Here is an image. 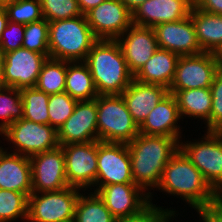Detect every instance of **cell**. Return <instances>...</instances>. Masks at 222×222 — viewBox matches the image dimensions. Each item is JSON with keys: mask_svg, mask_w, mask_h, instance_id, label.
Masks as SVG:
<instances>
[{"mask_svg": "<svg viewBox=\"0 0 222 222\" xmlns=\"http://www.w3.org/2000/svg\"><path fill=\"white\" fill-rule=\"evenodd\" d=\"M173 137L138 134L127 143L134 183L144 191L159 184L165 165L178 151Z\"/></svg>", "mask_w": 222, "mask_h": 222, "instance_id": "cell-1", "label": "cell"}, {"mask_svg": "<svg viewBox=\"0 0 222 222\" xmlns=\"http://www.w3.org/2000/svg\"><path fill=\"white\" fill-rule=\"evenodd\" d=\"M157 188L183 197L194 209L212 205L219 200V195L205 181L201 171L180 149L165 165Z\"/></svg>", "mask_w": 222, "mask_h": 222, "instance_id": "cell-2", "label": "cell"}, {"mask_svg": "<svg viewBox=\"0 0 222 222\" xmlns=\"http://www.w3.org/2000/svg\"><path fill=\"white\" fill-rule=\"evenodd\" d=\"M84 63L91 72L98 95H121L134 79L116 40L99 39Z\"/></svg>", "mask_w": 222, "mask_h": 222, "instance_id": "cell-3", "label": "cell"}, {"mask_svg": "<svg viewBox=\"0 0 222 222\" xmlns=\"http://www.w3.org/2000/svg\"><path fill=\"white\" fill-rule=\"evenodd\" d=\"M98 40L85 15L49 22V58L84 62Z\"/></svg>", "mask_w": 222, "mask_h": 222, "instance_id": "cell-4", "label": "cell"}, {"mask_svg": "<svg viewBox=\"0 0 222 222\" xmlns=\"http://www.w3.org/2000/svg\"><path fill=\"white\" fill-rule=\"evenodd\" d=\"M97 129L101 142L129 143L139 134L121 95H98Z\"/></svg>", "mask_w": 222, "mask_h": 222, "instance_id": "cell-5", "label": "cell"}, {"mask_svg": "<svg viewBox=\"0 0 222 222\" xmlns=\"http://www.w3.org/2000/svg\"><path fill=\"white\" fill-rule=\"evenodd\" d=\"M200 142L179 143V149L201 171L205 181L222 194V132H208Z\"/></svg>", "mask_w": 222, "mask_h": 222, "instance_id": "cell-6", "label": "cell"}, {"mask_svg": "<svg viewBox=\"0 0 222 222\" xmlns=\"http://www.w3.org/2000/svg\"><path fill=\"white\" fill-rule=\"evenodd\" d=\"M79 188L68 186L59 191L32 192L28 197L27 220L31 222H73Z\"/></svg>", "mask_w": 222, "mask_h": 222, "instance_id": "cell-7", "label": "cell"}, {"mask_svg": "<svg viewBox=\"0 0 222 222\" xmlns=\"http://www.w3.org/2000/svg\"><path fill=\"white\" fill-rule=\"evenodd\" d=\"M0 134L15 144L14 153L32 156L59 146L58 132L49 124L29 121L25 118L16 120Z\"/></svg>", "mask_w": 222, "mask_h": 222, "instance_id": "cell-8", "label": "cell"}, {"mask_svg": "<svg viewBox=\"0 0 222 222\" xmlns=\"http://www.w3.org/2000/svg\"><path fill=\"white\" fill-rule=\"evenodd\" d=\"M134 183L127 143L97 141L95 186Z\"/></svg>", "mask_w": 222, "mask_h": 222, "instance_id": "cell-9", "label": "cell"}, {"mask_svg": "<svg viewBox=\"0 0 222 222\" xmlns=\"http://www.w3.org/2000/svg\"><path fill=\"white\" fill-rule=\"evenodd\" d=\"M94 192L117 220L137 216L152 204L151 193L144 194L145 191L135 183L105 185Z\"/></svg>", "mask_w": 222, "mask_h": 222, "instance_id": "cell-10", "label": "cell"}, {"mask_svg": "<svg viewBox=\"0 0 222 222\" xmlns=\"http://www.w3.org/2000/svg\"><path fill=\"white\" fill-rule=\"evenodd\" d=\"M219 70L220 67L214 53L202 52L197 55L180 56L169 90L210 88L213 78Z\"/></svg>", "mask_w": 222, "mask_h": 222, "instance_id": "cell-11", "label": "cell"}, {"mask_svg": "<svg viewBox=\"0 0 222 222\" xmlns=\"http://www.w3.org/2000/svg\"><path fill=\"white\" fill-rule=\"evenodd\" d=\"M32 192L59 191L67 188L65 157L62 146L29 157Z\"/></svg>", "mask_w": 222, "mask_h": 222, "instance_id": "cell-12", "label": "cell"}, {"mask_svg": "<svg viewBox=\"0 0 222 222\" xmlns=\"http://www.w3.org/2000/svg\"><path fill=\"white\" fill-rule=\"evenodd\" d=\"M69 186L87 188L95 185L97 176V141L61 145Z\"/></svg>", "mask_w": 222, "mask_h": 222, "instance_id": "cell-13", "label": "cell"}, {"mask_svg": "<svg viewBox=\"0 0 222 222\" xmlns=\"http://www.w3.org/2000/svg\"><path fill=\"white\" fill-rule=\"evenodd\" d=\"M85 17L98 39L116 40L133 24L132 12L120 0H105Z\"/></svg>", "mask_w": 222, "mask_h": 222, "instance_id": "cell-14", "label": "cell"}, {"mask_svg": "<svg viewBox=\"0 0 222 222\" xmlns=\"http://www.w3.org/2000/svg\"><path fill=\"white\" fill-rule=\"evenodd\" d=\"M47 56L25 48L3 54L5 86L17 89L35 87Z\"/></svg>", "mask_w": 222, "mask_h": 222, "instance_id": "cell-15", "label": "cell"}, {"mask_svg": "<svg viewBox=\"0 0 222 222\" xmlns=\"http://www.w3.org/2000/svg\"><path fill=\"white\" fill-rule=\"evenodd\" d=\"M57 132L59 145L98 141L97 98L78 101L72 115Z\"/></svg>", "mask_w": 222, "mask_h": 222, "instance_id": "cell-16", "label": "cell"}, {"mask_svg": "<svg viewBox=\"0 0 222 222\" xmlns=\"http://www.w3.org/2000/svg\"><path fill=\"white\" fill-rule=\"evenodd\" d=\"M158 48L174 52L179 56L202 53L193 21L190 16L174 21L160 23L153 27Z\"/></svg>", "mask_w": 222, "mask_h": 222, "instance_id": "cell-17", "label": "cell"}, {"mask_svg": "<svg viewBox=\"0 0 222 222\" xmlns=\"http://www.w3.org/2000/svg\"><path fill=\"white\" fill-rule=\"evenodd\" d=\"M116 41L121 47L124 59L133 76L140 71L158 49V43L152 27L132 24Z\"/></svg>", "mask_w": 222, "mask_h": 222, "instance_id": "cell-18", "label": "cell"}, {"mask_svg": "<svg viewBox=\"0 0 222 222\" xmlns=\"http://www.w3.org/2000/svg\"><path fill=\"white\" fill-rule=\"evenodd\" d=\"M194 0H147L132 13V23L154 27L190 16Z\"/></svg>", "mask_w": 222, "mask_h": 222, "instance_id": "cell-19", "label": "cell"}, {"mask_svg": "<svg viewBox=\"0 0 222 222\" xmlns=\"http://www.w3.org/2000/svg\"><path fill=\"white\" fill-rule=\"evenodd\" d=\"M181 115L176 99L173 94L168 93L154 108L143 123L139 126V133L145 135H156L173 137L178 142L180 136L178 120Z\"/></svg>", "mask_w": 222, "mask_h": 222, "instance_id": "cell-20", "label": "cell"}, {"mask_svg": "<svg viewBox=\"0 0 222 222\" xmlns=\"http://www.w3.org/2000/svg\"><path fill=\"white\" fill-rule=\"evenodd\" d=\"M169 93V89L161 85L144 84L132 80L121 94L133 121L138 127L143 123L149 112Z\"/></svg>", "mask_w": 222, "mask_h": 222, "instance_id": "cell-21", "label": "cell"}, {"mask_svg": "<svg viewBox=\"0 0 222 222\" xmlns=\"http://www.w3.org/2000/svg\"><path fill=\"white\" fill-rule=\"evenodd\" d=\"M0 189L32 193L31 162L28 156L7 153L0 147Z\"/></svg>", "mask_w": 222, "mask_h": 222, "instance_id": "cell-22", "label": "cell"}, {"mask_svg": "<svg viewBox=\"0 0 222 222\" xmlns=\"http://www.w3.org/2000/svg\"><path fill=\"white\" fill-rule=\"evenodd\" d=\"M179 57L174 52L158 48L134 79L144 84L161 85L169 89L175 77Z\"/></svg>", "mask_w": 222, "mask_h": 222, "instance_id": "cell-23", "label": "cell"}, {"mask_svg": "<svg viewBox=\"0 0 222 222\" xmlns=\"http://www.w3.org/2000/svg\"><path fill=\"white\" fill-rule=\"evenodd\" d=\"M190 17L202 51L215 53L222 45V15L204 12L194 5Z\"/></svg>", "mask_w": 222, "mask_h": 222, "instance_id": "cell-24", "label": "cell"}, {"mask_svg": "<svg viewBox=\"0 0 222 222\" xmlns=\"http://www.w3.org/2000/svg\"><path fill=\"white\" fill-rule=\"evenodd\" d=\"M173 94L179 107L180 115L198 117L207 123L209 132V118L212 109V93L210 88H193L187 90H169Z\"/></svg>", "mask_w": 222, "mask_h": 222, "instance_id": "cell-25", "label": "cell"}, {"mask_svg": "<svg viewBox=\"0 0 222 222\" xmlns=\"http://www.w3.org/2000/svg\"><path fill=\"white\" fill-rule=\"evenodd\" d=\"M65 92L77 101H88L98 97L91 72L84 62L66 61Z\"/></svg>", "mask_w": 222, "mask_h": 222, "instance_id": "cell-26", "label": "cell"}, {"mask_svg": "<svg viewBox=\"0 0 222 222\" xmlns=\"http://www.w3.org/2000/svg\"><path fill=\"white\" fill-rule=\"evenodd\" d=\"M116 220L96 192L89 196L79 195L73 222H116Z\"/></svg>", "mask_w": 222, "mask_h": 222, "instance_id": "cell-27", "label": "cell"}, {"mask_svg": "<svg viewBox=\"0 0 222 222\" xmlns=\"http://www.w3.org/2000/svg\"><path fill=\"white\" fill-rule=\"evenodd\" d=\"M66 61L47 58L43 63L35 88L48 95L65 92Z\"/></svg>", "mask_w": 222, "mask_h": 222, "instance_id": "cell-28", "label": "cell"}, {"mask_svg": "<svg viewBox=\"0 0 222 222\" xmlns=\"http://www.w3.org/2000/svg\"><path fill=\"white\" fill-rule=\"evenodd\" d=\"M23 102V118L41 124H49V95L35 87L20 89Z\"/></svg>", "mask_w": 222, "mask_h": 222, "instance_id": "cell-29", "label": "cell"}, {"mask_svg": "<svg viewBox=\"0 0 222 222\" xmlns=\"http://www.w3.org/2000/svg\"><path fill=\"white\" fill-rule=\"evenodd\" d=\"M0 118L3 119L0 123V133L16 120L23 118V102L20 89L8 86L0 89Z\"/></svg>", "mask_w": 222, "mask_h": 222, "instance_id": "cell-30", "label": "cell"}, {"mask_svg": "<svg viewBox=\"0 0 222 222\" xmlns=\"http://www.w3.org/2000/svg\"><path fill=\"white\" fill-rule=\"evenodd\" d=\"M28 196L25 193L0 189V222H10L21 217L27 220Z\"/></svg>", "mask_w": 222, "mask_h": 222, "instance_id": "cell-31", "label": "cell"}, {"mask_svg": "<svg viewBox=\"0 0 222 222\" xmlns=\"http://www.w3.org/2000/svg\"><path fill=\"white\" fill-rule=\"evenodd\" d=\"M22 48L44 54L49 58V22L42 19L25 24Z\"/></svg>", "mask_w": 222, "mask_h": 222, "instance_id": "cell-32", "label": "cell"}, {"mask_svg": "<svg viewBox=\"0 0 222 222\" xmlns=\"http://www.w3.org/2000/svg\"><path fill=\"white\" fill-rule=\"evenodd\" d=\"M77 102L66 92L49 95V125L58 131L72 115Z\"/></svg>", "mask_w": 222, "mask_h": 222, "instance_id": "cell-33", "label": "cell"}, {"mask_svg": "<svg viewBox=\"0 0 222 222\" xmlns=\"http://www.w3.org/2000/svg\"><path fill=\"white\" fill-rule=\"evenodd\" d=\"M8 15V21L28 24L43 18L40 0H17L3 8Z\"/></svg>", "mask_w": 222, "mask_h": 222, "instance_id": "cell-34", "label": "cell"}, {"mask_svg": "<svg viewBox=\"0 0 222 222\" xmlns=\"http://www.w3.org/2000/svg\"><path fill=\"white\" fill-rule=\"evenodd\" d=\"M43 18L48 22L83 15L77 0H40Z\"/></svg>", "mask_w": 222, "mask_h": 222, "instance_id": "cell-35", "label": "cell"}, {"mask_svg": "<svg viewBox=\"0 0 222 222\" xmlns=\"http://www.w3.org/2000/svg\"><path fill=\"white\" fill-rule=\"evenodd\" d=\"M210 90L212 109L209 118V132H222V69L215 74Z\"/></svg>", "mask_w": 222, "mask_h": 222, "instance_id": "cell-36", "label": "cell"}, {"mask_svg": "<svg viewBox=\"0 0 222 222\" xmlns=\"http://www.w3.org/2000/svg\"><path fill=\"white\" fill-rule=\"evenodd\" d=\"M24 32L25 24L8 21L2 33L0 52L4 54L22 48Z\"/></svg>", "mask_w": 222, "mask_h": 222, "instance_id": "cell-37", "label": "cell"}, {"mask_svg": "<svg viewBox=\"0 0 222 222\" xmlns=\"http://www.w3.org/2000/svg\"><path fill=\"white\" fill-rule=\"evenodd\" d=\"M174 212L173 210H162L161 207L151 204L141 214L130 218H121L116 222H167L168 219L174 216Z\"/></svg>", "mask_w": 222, "mask_h": 222, "instance_id": "cell-38", "label": "cell"}, {"mask_svg": "<svg viewBox=\"0 0 222 222\" xmlns=\"http://www.w3.org/2000/svg\"><path fill=\"white\" fill-rule=\"evenodd\" d=\"M198 213L204 222H222V203H216L197 208Z\"/></svg>", "mask_w": 222, "mask_h": 222, "instance_id": "cell-39", "label": "cell"}, {"mask_svg": "<svg viewBox=\"0 0 222 222\" xmlns=\"http://www.w3.org/2000/svg\"><path fill=\"white\" fill-rule=\"evenodd\" d=\"M194 5L204 12L222 15V0H194Z\"/></svg>", "mask_w": 222, "mask_h": 222, "instance_id": "cell-40", "label": "cell"}, {"mask_svg": "<svg viewBox=\"0 0 222 222\" xmlns=\"http://www.w3.org/2000/svg\"><path fill=\"white\" fill-rule=\"evenodd\" d=\"M105 0H77L80 11L85 15L88 11L98 6Z\"/></svg>", "mask_w": 222, "mask_h": 222, "instance_id": "cell-41", "label": "cell"}, {"mask_svg": "<svg viewBox=\"0 0 222 222\" xmlns=\"http://www.w3.org/2000/svg\"><path fill=\"white\" fill-rule=\"evenodd\" d=\"M132 13L147 0H120Z\"/></svg>", "mask_w": 222, "mask_h": 222, "instance_id": "cell-42", "label": "cell"}, {"mask_svg": "<svg viewBox=\"0 0 222 222\" xmlns=\"http://www.w3.org/2000/svg\"><path fill=\"white\" fill-rule=\"evenodd\" d=\"M7 22H8L7 12L3 8H0V41L2 38V33L7 25Z\"/></svg>", "mask_w": 222, "mask_h": 222, "instance_id": "cell-43", "label": "cell"}, {"mask_svg": "<svg viewBox=\"0 0 222 222\" xmlns=\"http://www.w3.org/2000/svg\"><path fill=\"white\" fill-rule=\"evenodd\" d=\"M5 87L3 78V54L0 52V89Z\"/></svg>", "mask_w": 222, "mask_h": 222, "instance_id": "cell-44", "label": "cell"}, {"mask_svg": "<svg viewBox=\"0 0 222 222\" xmlns=\"http://www.w3.org/2000/svg\"><path fill=\"white\" fill-rule=\"evenodd\" d=\"M215 58L218 61L220 69L222 68V45L218 48V50L214 53Z\"/></svg>", "mask_w": 222, "mask_h": 222, "instance_id": "cell-45", "label": "cell"}, {"mask_svg": "<svg viewBox=\"0 0 222 222\" xmlns=\"http://www.w3.org/2000/svg\"><path fill=\"white\" fill-rule=\"evenodd\" d=\"M17 0H0V8H4L7 4L15 2Z\"/></svg>", "mask_w": 222, "mask_h": 222, "instance_id": "cell-46", "label": "cell"}, {"mask_svg": "<svg viewBox=\"0 0 222 222\" xmlns=\"http://www.w3.org/2000/svg\"><path fill=\"white\" fill-rule=\"evenodd\" d=\"M219 201L222 203V194H219Z\"/></svg>", "mask_w": 222, "mask_h": 222, "instance_id": "cell-47", "label": "cell"}]
</instances>
